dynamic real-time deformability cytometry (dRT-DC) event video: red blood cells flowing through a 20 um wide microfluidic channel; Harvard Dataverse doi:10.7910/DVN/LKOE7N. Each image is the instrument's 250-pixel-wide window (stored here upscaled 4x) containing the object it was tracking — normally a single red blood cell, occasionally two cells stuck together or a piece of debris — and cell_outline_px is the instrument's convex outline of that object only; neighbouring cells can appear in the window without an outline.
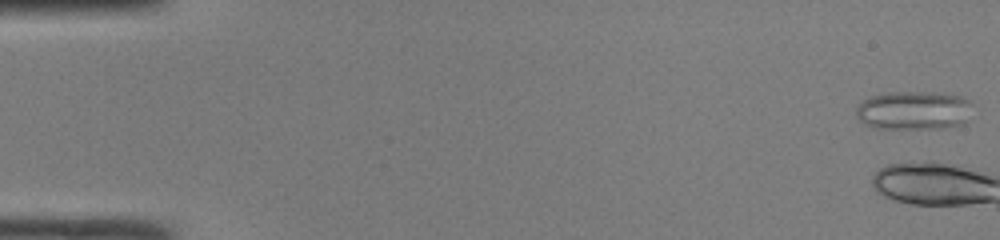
{"species": "common noctule bat (a hibernating species)", "species_latin": "Nyctalus noctula", "temperature_condition": "room temperature", "stored_images_in_passage": 3, "camera_frame_rate_fps": 3000, "um_per_image_px": 0.085, "animal": {"sex": "male", "body_mass_g": 19.0, "forearm_length_mm": 50.8}, "frame": {"image": 1, "passage_image": 1, "time_ms": 0.0, "image_size_px": [1000, 240], "cell_outline_px": [[972, 104], [964, 124], [944, 128], [876, 128], [864, 124], [856, 116], [856, 108], [864, 100], [872, 96], [888, 92], [932, 92], [960, 96], [968, 100]], "centroid_in_image_um": [77.66, 9.39], "position_along_channel_um": 7.3, "area_um2": 26.13}}